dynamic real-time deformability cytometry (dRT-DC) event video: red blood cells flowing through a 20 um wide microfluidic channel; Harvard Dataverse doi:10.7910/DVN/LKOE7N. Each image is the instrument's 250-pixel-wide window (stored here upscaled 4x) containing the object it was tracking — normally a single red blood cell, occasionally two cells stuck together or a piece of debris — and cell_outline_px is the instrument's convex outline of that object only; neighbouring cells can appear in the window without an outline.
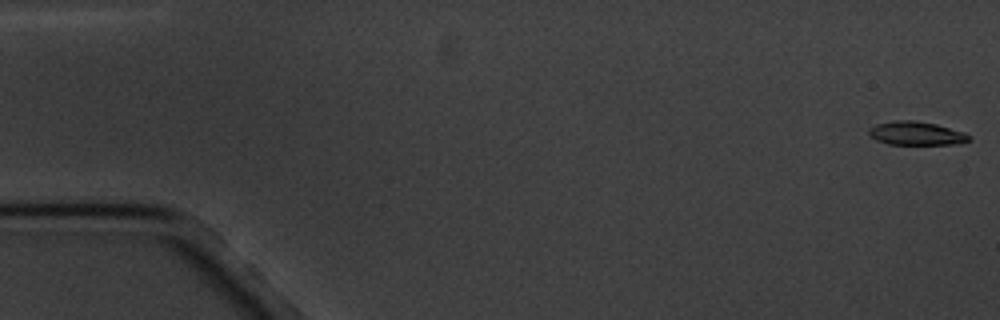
{"species": "common noctule bat (a hibernating species)", "species_latin": "Nyctalus noctula", "temperature_condition": "cold", "stored_images_in_passage": 12, "camera_frame_rate_fps": 3000, "um_per_image_px": 0.085, "animal": {"sex": "male", "body_mass_g": 20.1, "forearm_length_mm": 53.5}, "frame": {"image": 1, "passage_image": 1, "time_ms": 0.0, "image_size_px": [1000, 320], "cell_outline_px": [[972, 140], [952, 144], [888, 144], [876, 140], [868, 136], [868, 128], [876, 124], [896, 120], [916, 120], [936, 124], [964, 132], [972, 136]], "centroid_in_image_um": [77.86, 11.33], "position_along_channel_um": 7.1, "area_um2": 13.87}}
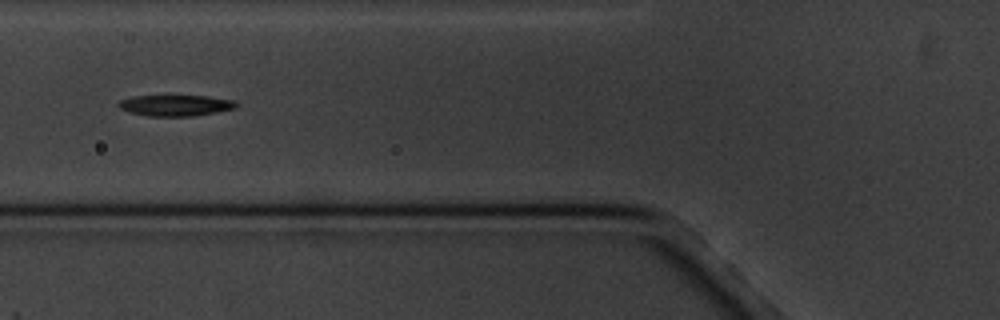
{"frame": {"image": 2, "passage_image": 7, "time_ms": 7.0, "image_size_px": [1000, 320], "cell_outline_px": [[240, 104], [236, 108], [216, 112], [192, 116], [148, 116], [132, 112], [120, 108], [116, 104], [120, 100], [132, 96], [208, 96], [232, 100]], "centroid_in_image_um": [14.94, 8.95], "position_along_channel_um": 110.9, "area_um2": 14.33}}
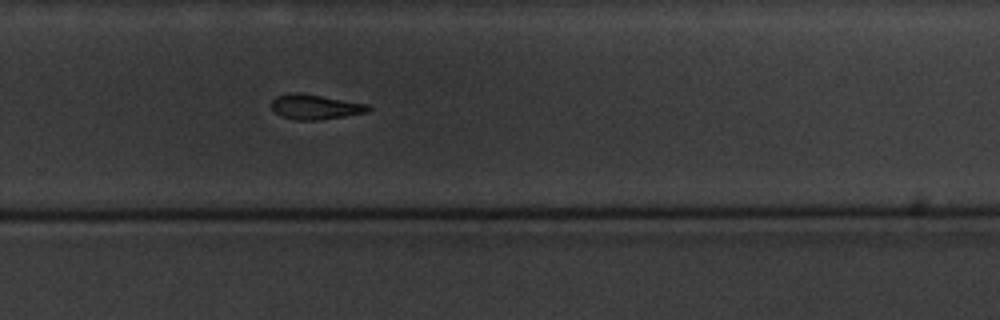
{"frame": {"image": 3, "passage_image": 12, "time_ms": 12.667, "image_size_px": [1000, 320], "cell_outline_px": [[372, 108], [368, 112], [320, 120], [296, 120], [280, 116], [272, 108], [272, 100], [276, 96], [292, 92], [300, 92], [368, 104]], "centroid_in_image_um": [26.79, 9.08], "position_along_channel_um": 303.0, "area_um2": 14.1}}